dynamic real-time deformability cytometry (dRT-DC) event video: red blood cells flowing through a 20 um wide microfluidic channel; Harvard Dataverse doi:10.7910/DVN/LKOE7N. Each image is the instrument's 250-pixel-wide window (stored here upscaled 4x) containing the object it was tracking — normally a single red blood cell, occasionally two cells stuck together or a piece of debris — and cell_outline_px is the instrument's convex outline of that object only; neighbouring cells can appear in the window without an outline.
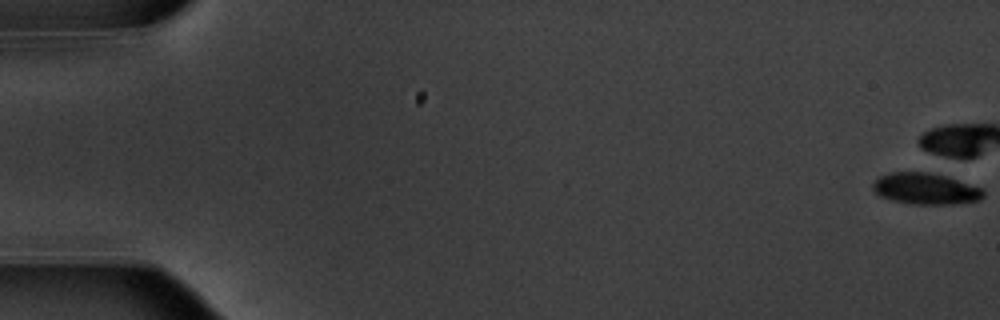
{"species": "common noctule bat (a hibernating species)", "species_latin": "Nyctalus noctula", "temperature_condition": "warm", "stored_images_in_passage": 8, "camera_frame_rate_fps": 3000, "um_per_image_px": 0.085, "animal": {"sex": "male", "body_mass_g": 20.1, "forearm_length_mm": 53.5}, "frame": {"image": 1, "passage_image": 1, "time_ms": 0.0, "image_size_px": [1000, 320], "cell_outline_px": [[984, 196], [980, 200], [956, 204], [912, 204], [892, 200], [880, 196], [872, 188], [872, 184], [880, 176], [892, 172], [932, 172], [948, 176], [984, 188]], "centroid_in_image_um": [78.72, 16.04], "position_along_channel_um": 6.3, "area_um2": 20.4}}